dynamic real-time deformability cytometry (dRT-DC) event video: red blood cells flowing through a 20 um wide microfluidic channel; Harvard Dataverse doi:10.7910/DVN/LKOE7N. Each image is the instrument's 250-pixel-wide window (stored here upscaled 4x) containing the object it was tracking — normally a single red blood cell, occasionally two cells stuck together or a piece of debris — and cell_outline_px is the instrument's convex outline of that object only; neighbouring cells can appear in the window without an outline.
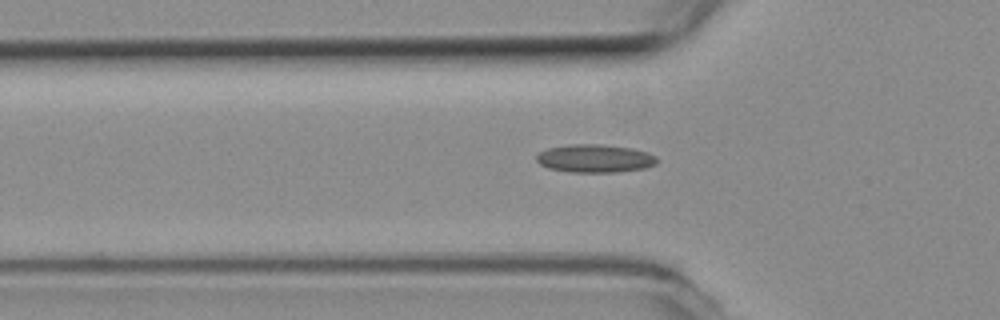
{"species": "common noctule bat (a hibernating species)", "species_latin": "Nyctalus noctula", "temperature_condition": "room temperature", "stored_images_in_passage": 39, "camera_frame_rate_fps": 3000, "um_per_image_px": 0.085, "animal": {"sex": "female", "body_mass_g": 19.3, "forearm_length_mm": 54.1}, "frame": {"image": 1, "passage_image": 8, "time_ms": 2.333, "image_size_px": [1000, 320], "cell_outline_px": [[656, 164], [644, 168], [616, 172], [568, 172], [548, 168], [540, 164], [536, 160], [536, 156], [540, 152], [548, 148], [568, 144], [600, 144], [632, 148], [648, 152], [656, 156]], "centroid_in_image_um": [50.55, 13.46], "position_along_channel_um": 75.3, "area_um2": 19.77}}
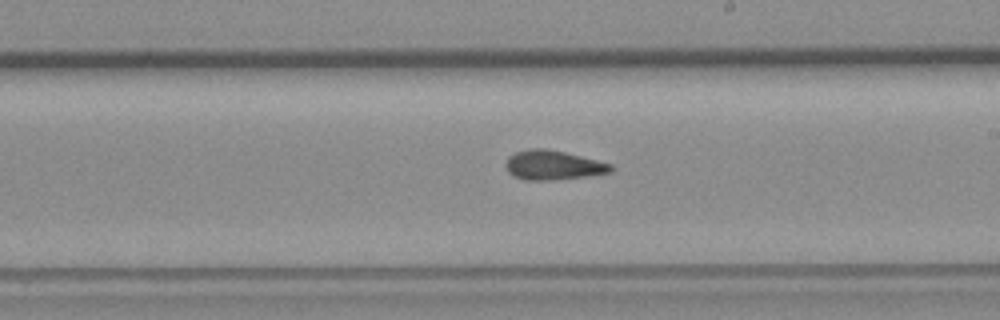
{"frame": {"image": 2, "passage_image": 21, "time_ms": 6.667, "image_size_px": [1000, 320], "cell_outline_px": [[612, 172], [584, 176], [552, 180], [524, 180], [512, 176], [508, 172], [504, 164], [508, 156], [516, 152], [528, 148], [544, 148], [564, 152], [612, 164]], "centroid_in_image_um": [46.94, 14.04], "position_along_channel_um": 242.1, "area_um2": 17.98}}
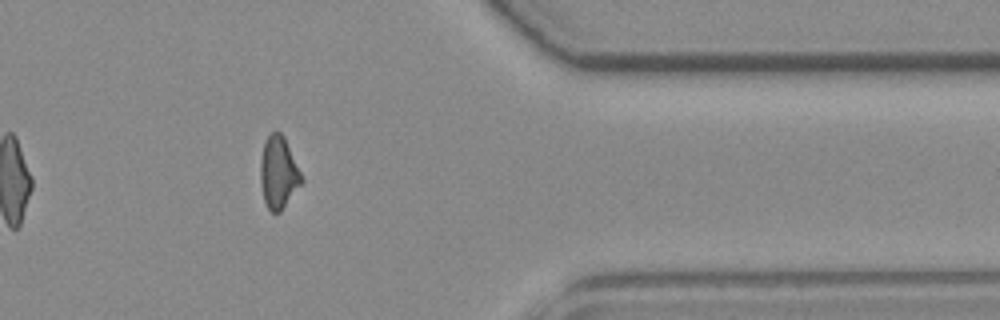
{"frame": {"image": 3, "passage_image": 34, "time_ms": 11.0, "image_size_px": [1000, 320], "cell_outline_px": [[304, 180], [280, 212], [272, 212], [268, 208], [264, 200], [260, 184], [260, 160], [264, 140], [272, 132], [280, 132], [284, 136]], "centroid_in_image_um": [23.65, 14.66], "position_along_channel_um": 387.7, "area_um2": 17.22}, "authors_computed_cell_mechanics": {"area_um2": 17.9758, "velocity_mm_per_s": 3.8395, "shape_relaxation_time_tau1_ms": null, "shape_relaxation_time_tau2_ms": 3.2968, "deformation_change_tau1": null, "deformation_change_tau2": 0.1057}}